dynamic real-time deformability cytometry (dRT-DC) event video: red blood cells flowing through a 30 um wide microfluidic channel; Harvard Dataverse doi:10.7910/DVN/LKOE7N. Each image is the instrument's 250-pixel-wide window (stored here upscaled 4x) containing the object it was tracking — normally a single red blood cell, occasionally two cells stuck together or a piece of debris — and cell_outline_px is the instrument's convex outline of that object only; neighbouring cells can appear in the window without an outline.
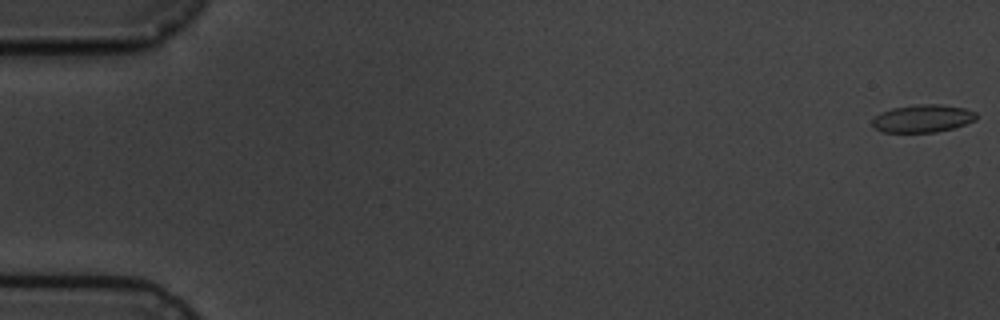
{"species": "common noctule bat (a hibernating species)", "species_latin": "Nyctalus noctula", "temperature_condition": "cold", "stored_images_in_passage": 6, "camera_frame_rate_fps": 3000, "um_per_image_px": 0.085, "animal": {"sex": "male", "body_mass_g": 19.5, "forearm_length_mm": 54.6}, "frame": {"image": 1, "passage_image": 1, "time_ms": 0.0, "image_size_px": [1000, 320], "cell_outline_px": [[976, 120], [952, 128], [936, 132], [880, 132], [872, 124], [872, 120], [880, 112], [892, 108], [916, 104], [940, 104], [964, 108], [976, 112]], "centroid_in_image_um": [78.41, 10.06], "position_along_channel_um": 6.6, "area_um2": 16.76}}
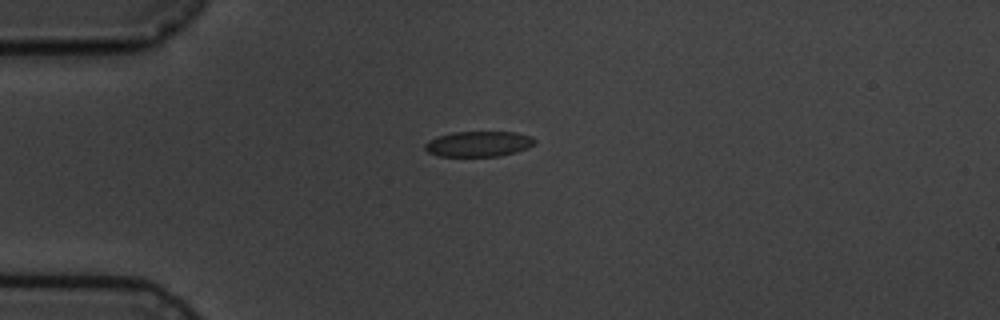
{"frame": {"image": 2, "passage_image": 5, "time_ms": 4.667, "image_size_px": [1000, 320], "cell_outline_px": [[536, 144], [528, 148], [516, 152], [500, 156], [440, 156], [428, 152], [424, 148], [424, 144], [428, 140], [436, 136], [452, 132], [516, 132], [532, 136], [536, 140]], "centroid_in_image_um": [40.69, 12.22], "position_along_channel_um": 44.3, "area_um2": 16.47}}